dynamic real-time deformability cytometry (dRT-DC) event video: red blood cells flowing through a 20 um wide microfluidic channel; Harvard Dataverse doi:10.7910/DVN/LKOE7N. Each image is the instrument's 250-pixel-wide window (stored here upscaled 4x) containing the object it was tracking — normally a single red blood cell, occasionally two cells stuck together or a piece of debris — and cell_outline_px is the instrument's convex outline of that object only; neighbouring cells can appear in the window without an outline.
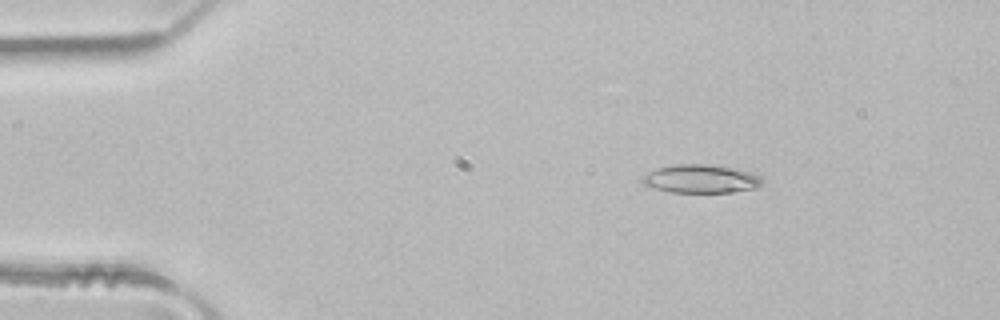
{"species": "common noctule bat (a hibernating species)", "species_latin": "Nyctalus noctula", "temperature_condition": "room temperature", "stored_images_in_passage": 4, "camera_frame_rate_fps": 3000, "um_per_image_px": 0.085, "animal": {"sex": "male", "body_mass_g": 21.5, "forearm_length_mm": 52.0}, "frame": {"image": 1, "passage_image": 2, "time_ms": 0.333, "image_size_px": [1000, 320], "cell_outline_px": [[764, 184], [756, 188], [732, 192], [672, 192], [656, 188], [644, 184], [644, 176], [648, 172], [656, 168], [672, 164], [708, 164], [732, 168], [748, 172], [760, 176], [764, 180]], "centroid_in_image_um": [59.62, 15.19], "position_along_channel_um": 25.4, "area_um2": 19.65}}